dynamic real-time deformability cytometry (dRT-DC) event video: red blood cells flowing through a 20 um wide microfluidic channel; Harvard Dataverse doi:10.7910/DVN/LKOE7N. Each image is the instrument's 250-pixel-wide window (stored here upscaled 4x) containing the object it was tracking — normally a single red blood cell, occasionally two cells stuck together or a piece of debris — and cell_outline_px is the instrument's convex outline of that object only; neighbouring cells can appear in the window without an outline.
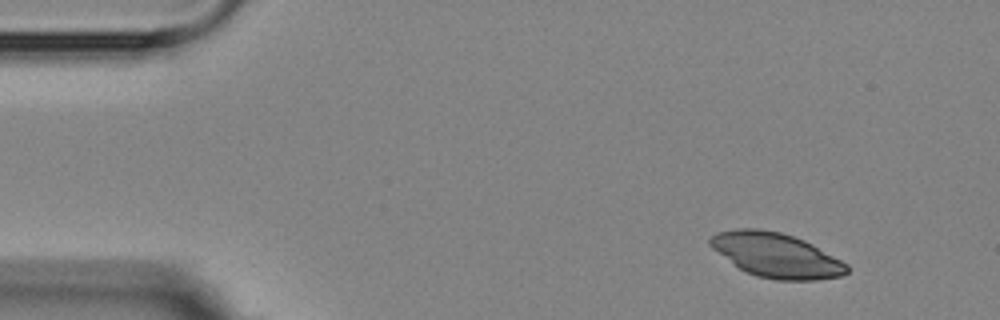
{"species": "Egyptian fruit bat (a non-hibernating species)", "species_latin": "Rousettus aegyptiacus", "temperature_condition": "room temperature", "stored_images_in_passage": 5, "segment_of_instrument_passage": [1, 2], "camera_frame_rate_fps": 3000, "um_per_image_px": 0.085, "animal": {"sex": "female"}, "frame": {"image": 1, "passage_image": 1, "time_ms": 0.0, "image_size_px": [1000, 320], "cell_outline_px": [[848, 272], [840, 276], [816, 280], [776, 280], [756, 276], [740, 268], [712, 248], [708, 244], [708, 236], [716, 232], [736, 228], [756, 228], [780, 232], [804, 240], [812, 244], [848, 264]], "centroid_in_image_um": [65.95, 21.68], "position_along_channel_um": 19.0, "area_um2": 35.32}}